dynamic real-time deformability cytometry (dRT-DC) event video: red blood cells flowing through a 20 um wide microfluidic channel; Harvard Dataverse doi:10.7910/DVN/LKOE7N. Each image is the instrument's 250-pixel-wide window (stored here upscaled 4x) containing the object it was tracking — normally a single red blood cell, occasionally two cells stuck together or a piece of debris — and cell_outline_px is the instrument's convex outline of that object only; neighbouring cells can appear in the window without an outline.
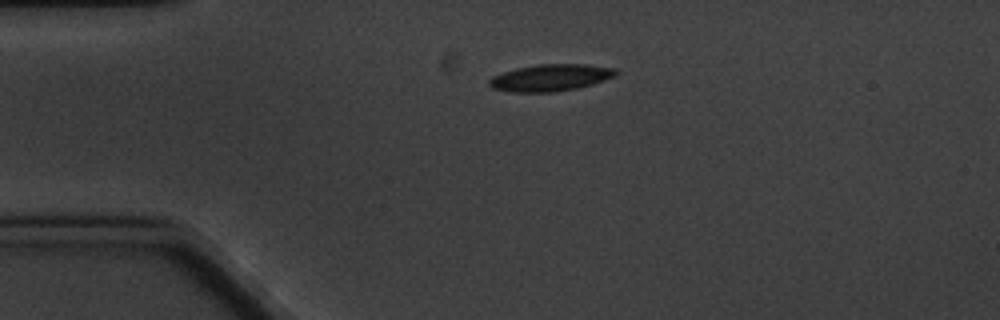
{"species": "common noctule bat (a hibernating species)", "species_latin": "Nyctalus noctula", "temperature_condition": "cold", "stored_images_in_passage": 3, "camera_frame_rate_fps": 3000, "um_per_image_px": 0.085, "animal": {"sex": "male", "body_mass_g": 20.1, "forearm_length_mm": 53.5}, "frame": {"image": 1, "passage_image": 1, "time_ms": 0.0, "image_size_px": [1000, 320], "cell_outline_px": [[620, 72], [616, 76], [592, 84], [576, 88], [556, 92], [508, 92], [492, 88], [488, 84], [488, 80], [492, 76], [516, 68], [540, 64], [584, 64], [616, 68]], "centroid_in_image_um": [46.8, 6.6], "position_along_channel_um": 38.2, "area_um2": 19.94}}
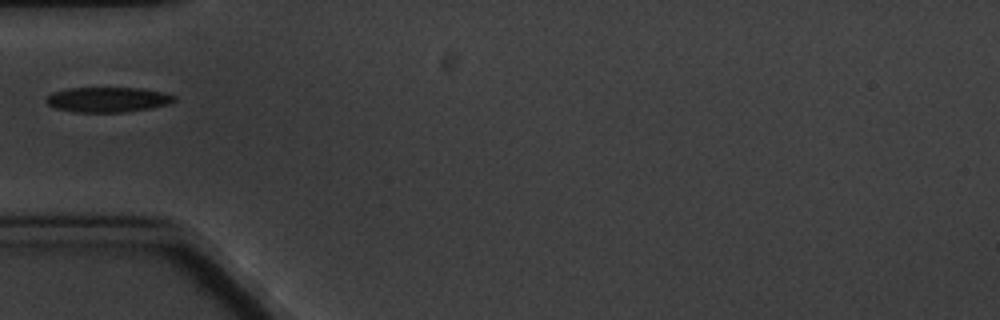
{"frame": {"image": 2, "passage_image": 3, "time_ms": 2.0, "image_size_px": [1000, 320], "cell_outline_px": [[176, 100], [168, 104], [152, 108], [124, 112], [76, 112], [56, 108], [48, 104], [44, 100], [52, 92], [68, 88], [140, 88], [164, 92], [176, 96]], "centroid_in_image_um": [9.18, 8.46], "position_along_channel_um": 75.8, "area_um2": 18.73}}